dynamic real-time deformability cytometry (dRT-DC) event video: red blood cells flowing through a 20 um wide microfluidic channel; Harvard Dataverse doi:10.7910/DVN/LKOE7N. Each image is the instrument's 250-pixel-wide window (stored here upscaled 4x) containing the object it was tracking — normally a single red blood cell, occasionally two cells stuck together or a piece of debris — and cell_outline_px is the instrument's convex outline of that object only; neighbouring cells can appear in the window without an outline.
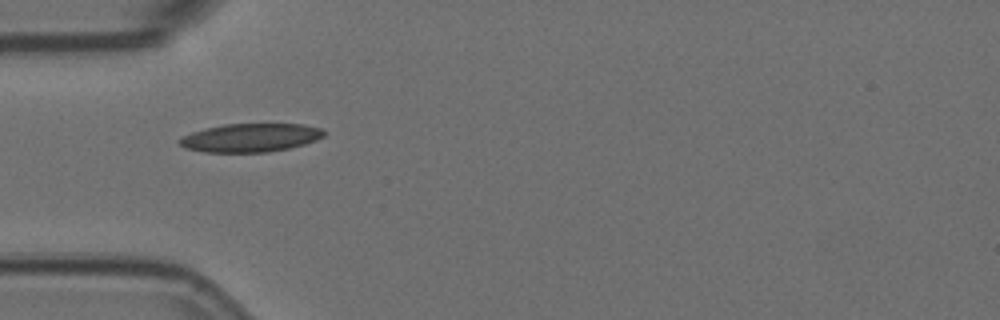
{"species": "Egyptian fruit bat (a non-hibernating species)", "species_latin": "Rousettus aegyptiacus", "temperature_condition": "room temperature", "stored_images_in_passage": 5, "camera_frame_rate_fps": 3000, "um_per_image_px": 0.085, "animal": {"sex": "female"}, "frame": {"image": 1, "passage_image": 4, "time_ms": 1.0, "image_size_px": [1000, 320], "cell_outline_px": [[324, 136], [316, 140], [304, 144], [288, 148], [268, 152], [204, 152], [184, 148], [176, 140], [180, 136], [204, 128], [224, 124], [304, 124], [320, 128], [324, 132]], "centroid_in_image_um": [21.23, 11.7], "position_along_channel_um": 63.8, "area_um2": 24.04}}
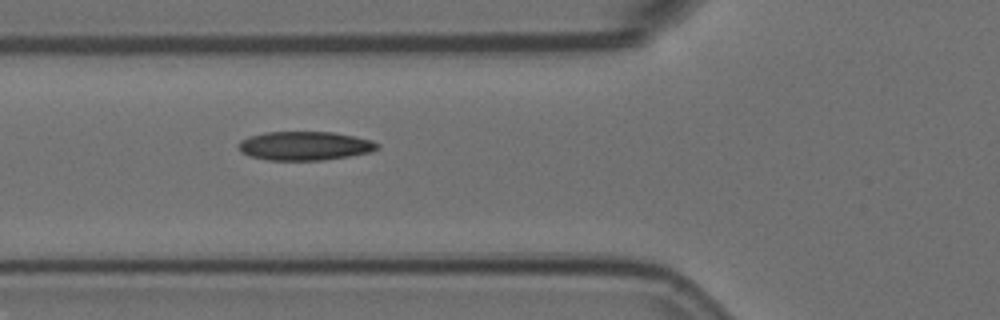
{"frame": {"image": 2, "passage_image": 5, "time_ms": 1.333, "image_size_px": [1000, 320], "cell_outline_px": [[380, 148], [368, 152], [348, 156], [324, 160], [268, 160], [248, 156], [240, 152], [240, 140], [248, 136], [264, 132], [332, 132], [372, 140], [380, 144]], "centroid_in_image_um": [25.88, 12.4], "position_along_channel_um": 99.9, "area_um2": 23.29}}